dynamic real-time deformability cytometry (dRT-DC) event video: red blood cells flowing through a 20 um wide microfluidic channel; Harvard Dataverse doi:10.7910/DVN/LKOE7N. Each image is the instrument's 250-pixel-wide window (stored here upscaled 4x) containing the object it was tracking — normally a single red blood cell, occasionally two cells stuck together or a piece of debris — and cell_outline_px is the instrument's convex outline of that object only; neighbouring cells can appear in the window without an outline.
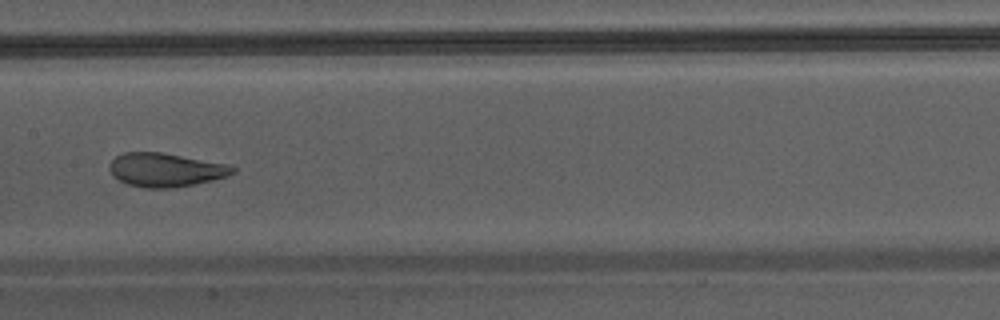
{"species": "Egyptian fruit bat (a non-hibernating species)", "species_latin": "Rousettus aegyptiacus", "temperature_condition": "warm", "stored_images_in_passage": 34, "camera_frame_rate_fps": 3000, "um_per_image_px": 0.085, "animal": {"sex": "male"}, "frame": {"image": 1, "passage_image": 15, "time_ms": 4.667, "image_size_px": [1000, 320], "cell_outline_px": [[236, 172], [228, 176], [212, 180], [172, 188], [144, 188], [128, 184], [112, 176], [108, 168], [108, 164], [116, 156], [124, 152], [160, 152], [224, 164], [236, 168]], "centroid_in_image_um": [14.02, 14.44], "position_along_channel_um": 193.4, "area_um2": 23.99}}
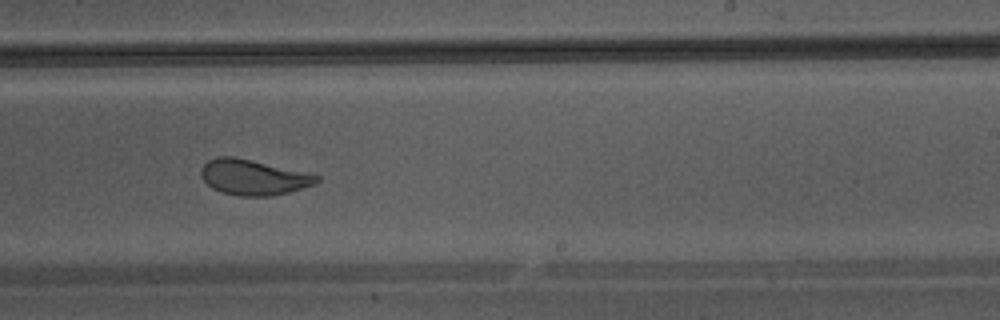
{"frame": {"image": 2, "passage_image": 20, "time_ms": 6.333, "image_size_px": [1000, 320], "cell_outline_px": [[320, 180], [312, 184], [288, 192], [272, 196], [240, 196], [220, 192], [212, 188], [200, 176], [200, 168], [208, 160], [216, 156], [232, 156], [320, 176]], "centroid_in_image_um": [21.45, 15.07], "position_along_channel_um": 267.6, "area_um2": 23.47}}